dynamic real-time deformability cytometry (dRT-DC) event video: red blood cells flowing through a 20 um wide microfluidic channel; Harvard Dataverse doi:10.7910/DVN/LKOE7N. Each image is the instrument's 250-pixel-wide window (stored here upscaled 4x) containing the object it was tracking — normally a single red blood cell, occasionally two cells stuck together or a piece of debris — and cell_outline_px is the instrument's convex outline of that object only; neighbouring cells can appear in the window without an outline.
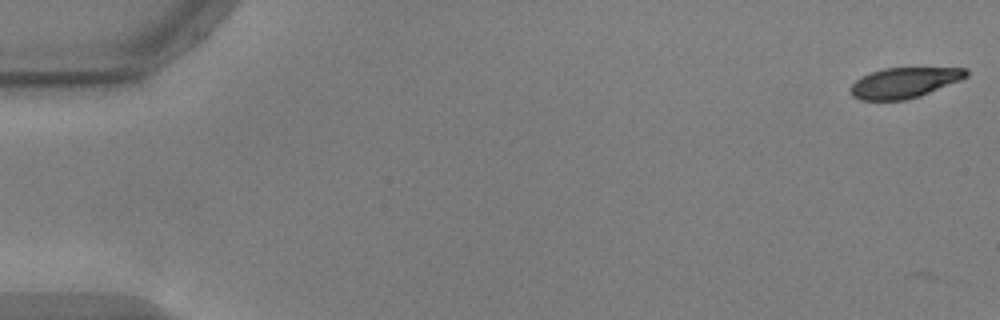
{"species": "common noctule bat (a hibernating species)", "species_latin": "Nyctalus noctula", "temperature_condition": "warm", "stored_images_in_passage": 9, "camera_frame_rate_fps": 3000, "um_per_image_px": 0.085, "animal": {"sex": "male", "body_mass_g": 17.9, "forearm_length_mm": 54.2}, "frame": {"image": 1, "passage_image": 2, "time_ms": 0.333, "image_size_px": [1000, 320], "cell_outline_px": [[968, 76], [960, 80], [920, 96], [904, 100], [860, 100], [852, 96], [852, 84], [860, 76], [884, 68], [968, 68]], "centroid_in_image_um": [76.87, 7.03], "position_along_channel_um": 8.1, "area_um2": 20.35}}